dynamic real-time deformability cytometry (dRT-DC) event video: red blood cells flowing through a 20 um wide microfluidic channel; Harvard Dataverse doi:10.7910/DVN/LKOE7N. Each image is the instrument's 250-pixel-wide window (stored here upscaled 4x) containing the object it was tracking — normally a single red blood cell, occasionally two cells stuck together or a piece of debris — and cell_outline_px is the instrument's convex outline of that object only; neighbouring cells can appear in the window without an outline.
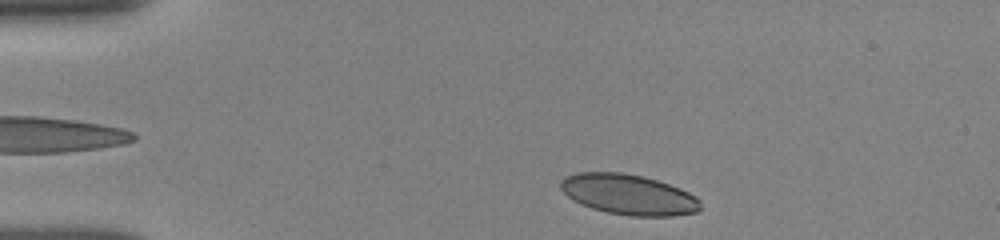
{"species": "human", "species_latin": "Homo sapiens", "temperature_condition": "room temperature", "stored_images_in_passage": 14, "camera_frame_rate_fps": 3000, "um_per_image_px": 0.085, "donor": {"sex": "female"}, "frame": {"image": 1, "passage_image": 1, "time_ms": 0.0, "image_size_px": [1000, 240], "cell_outline_px": [[700, 208], [696, 212], [672, 216], [632, 216], [608, 212], [592, 208], [572, 200], [560, 188], [560, 180], [564, 176], [576, 172], [620, 172], [644, 176], [680, 188], [696, 196], [700, 200]], "centroid_in_image_um": [53.41, 16.52], "position_along_channel_um": 31.6, "area_um2": 32.95}}
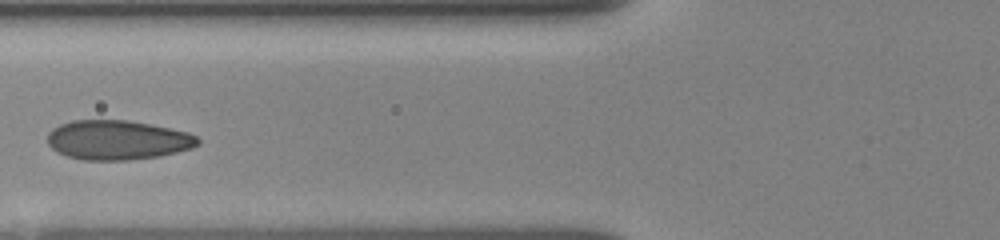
{"frame": {"image": 2, "passage_image": 9, "time_ms": 3.667, "image_size_px": [1000, 240], "cell_outline_px": [[200, 144], [192, 148], [160, 156], [128, 160], [84, 160], [68, 156], [56, 152], [48, 144], [48, 132], [52, 128], [60, 124], [72, 120], [128, 120], [188, 132], [196, 136], [200, 140]], "centroid_in_image_um": [9.98, 11.9], "position_along_channel_um": 115.8, "area_um2": 34.62}}
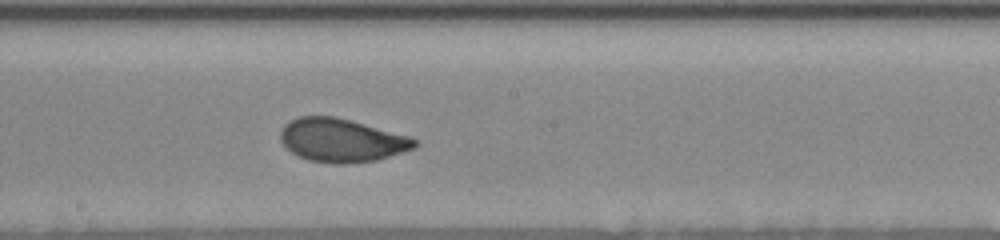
{"frame": {"image": 3, "passage_image": 14, "time_ms": 6.333, "image_size_px": [1000, 240], "cell_outline_px": [[420, 144], [416, 148], [376, 160], [348, 164], [336, 164], [308, 160], [292, 152], [280, 140], [280, 132], [284, 124], [288, 120], [300, 116], [336, 116], [408, 136], [416, 140]], "centroid_in_image_um": [29.03, 11.92], "position_along_channel_um": 219.2, "area_um2": 33.93}}